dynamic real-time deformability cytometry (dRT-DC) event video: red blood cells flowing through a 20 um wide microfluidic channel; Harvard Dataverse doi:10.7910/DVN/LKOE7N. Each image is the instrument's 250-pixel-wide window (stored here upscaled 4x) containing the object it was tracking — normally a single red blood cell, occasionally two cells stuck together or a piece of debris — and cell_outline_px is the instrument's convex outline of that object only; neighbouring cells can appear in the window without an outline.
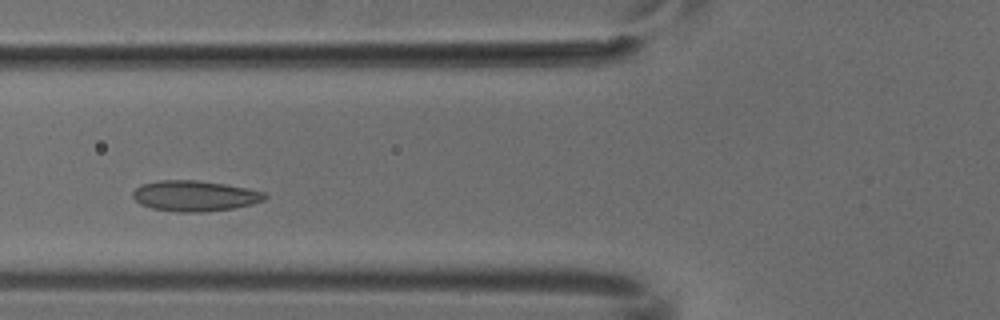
{"species": "common noctule bat (a hibernating species)", "species_latin": "Nyctalus noctula", "temperature_condition": "cold", "stored_images_in_passage": 4, "camera_frame_rate_fps": 3000, "um_per_image_px": 0.085, "animal": {"sex": "male", "body_mass_g": 18.8}, "frame": {"image": 1, "passage_image": 4, "time_ms": 1.0, "image_size_px": [1000, 320], "cell_outline_px": [[268, 196], [264, 200], [252, 204], [236, 208], [204, 212], [176, 212], [152, 208], [140, 204], [132, 196], [132, 192], [140, 184], [160, 180], [196, 180], [224, 184], [264, 192]], "centroid_in_image_um": [16.53, 16.66], "position_along_channel_um": 109.3, "area_um2": 23.58}}